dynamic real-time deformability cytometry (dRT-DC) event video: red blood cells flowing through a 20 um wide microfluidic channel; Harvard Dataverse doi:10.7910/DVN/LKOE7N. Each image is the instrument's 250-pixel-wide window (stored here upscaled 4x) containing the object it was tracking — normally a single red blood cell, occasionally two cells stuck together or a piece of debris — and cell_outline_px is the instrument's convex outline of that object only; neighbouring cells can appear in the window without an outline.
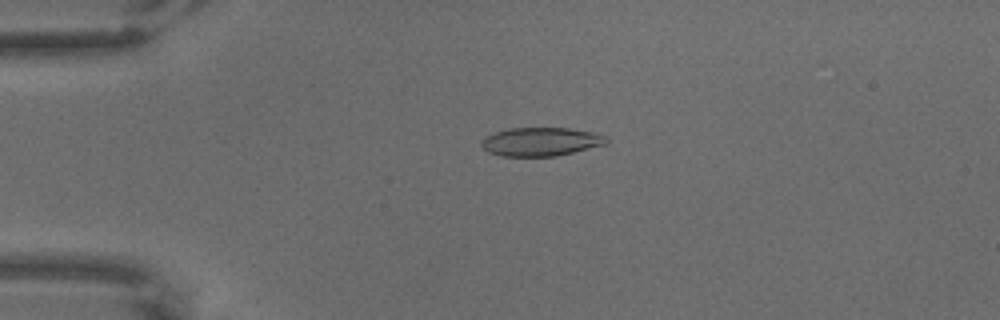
{"species": "common noctule bat (a hibernating species)", "species_latin": "Nyctalus noctula", "temperature_condition": "warm", "stored_images_in_passage": 65, "camera_frame_rate_fps": 3000, "um_per_image_px": 0.085, "animal": {"sex": "male", "body_mass_g": 18.8}, "frame": {"image": 1, "passage_image": 16, "time_ms": 5.0, "image_size_px": [1000, 320], "cell_outline_px": [[608, 140], [604, 144], [556, 156], [500, 156], [488, 152], [480, 144], [480, 140], [484, 136], [508, 128], [568, 128], [592, 132], [608, 136]], "centroid_in_image_um": [45.92, 12.04], "position_along_channel_um": 39.1, "area_um2": 20.75}}
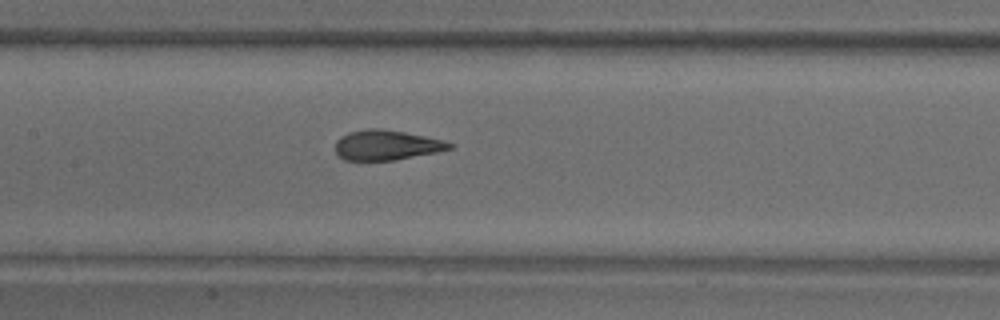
{"frame": {"image": 2, "passage_image": 32, "time_ms": 10.333, "image_size_px": [1000, 320], "cell_outline_px": [[452, 148], [436, 152], [396, 160], [344, 160], [336, 152], [336, 140], [340, 136], [348, 132], [368, 128], [380, 128], [404, 132], [444, 140], [452, 144]], "centroid_in_image_um": [32.83, 12.33], "position_along_channel_um": 174.6, "area_um2": 19.88}}
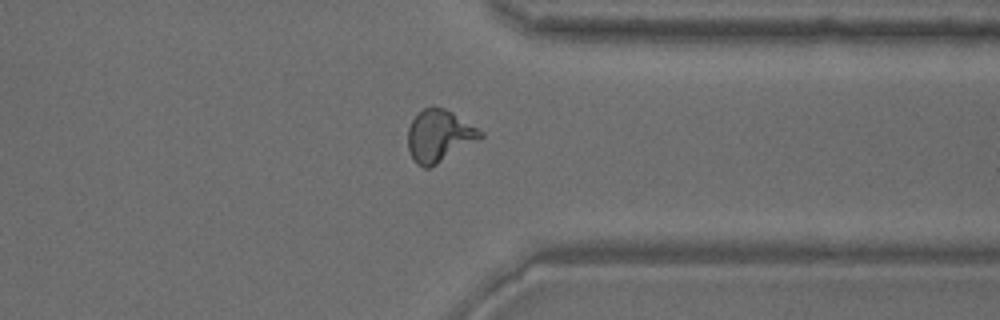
{"frame": {"image": 3, "passage_image": 51, "time_ms": 16.667, "image_size_px": [1000, 320], "cell_outline_px": [[484, 136], [436, 164], [428, 168], [424, 168], [416, 164], [408, 148], [408, 128], [412, 120], [424, 108], [432, 104], [444, 108], [452, 112], [484, 132]], "centroid_in_image_um": [37.31, 11.52], "position_along_channel_um": 374.1, "area_um2": 21.73}}